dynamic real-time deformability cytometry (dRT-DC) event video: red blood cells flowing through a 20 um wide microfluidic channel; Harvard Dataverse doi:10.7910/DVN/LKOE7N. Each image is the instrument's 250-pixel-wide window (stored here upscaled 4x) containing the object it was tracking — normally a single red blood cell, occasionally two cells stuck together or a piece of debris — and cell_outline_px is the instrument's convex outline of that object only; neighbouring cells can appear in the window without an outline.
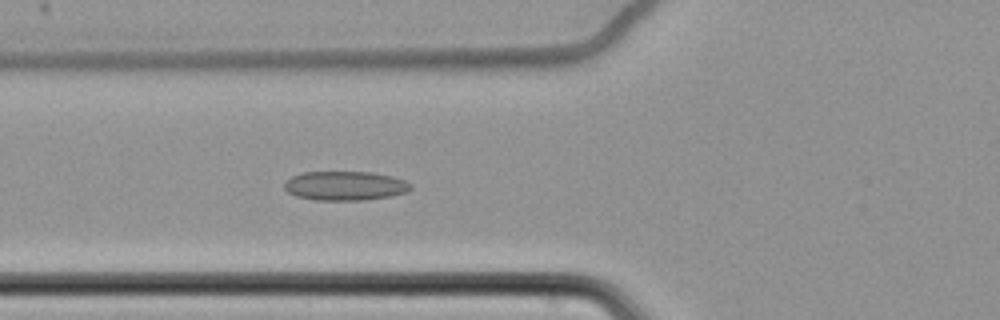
{"species": "common noctule bat (a hibernating species)", "species_latin": "Nyctalus noctula", "temperature_condition": "cold", "stored_images_in_passage": 58, "camera_frame_rate_fps": 3000, "um_per_image_px": 0.085, "animal": {"sex": "female", "body_mass_g": 22.7, "forearm_length_mm": 54.2}, "frame": {"image": 1, "passage_image": 21, "time_ms": 6.667, "image_size_px": [1000, 320], "cell_outline_px": [[412, 188], [408, 192], [392, 196], [364, 200], [316, 200], [296, 196], [288, 192], [284, 188], [284, 184], [292, 176], [304, 172], [372, 172], [392, 176], [404, 180], [412, 184]], "centroid_in_image_um": [29.37, 15.79], "position_along_channel_um": 96.4, "area_um2": 21.56}}
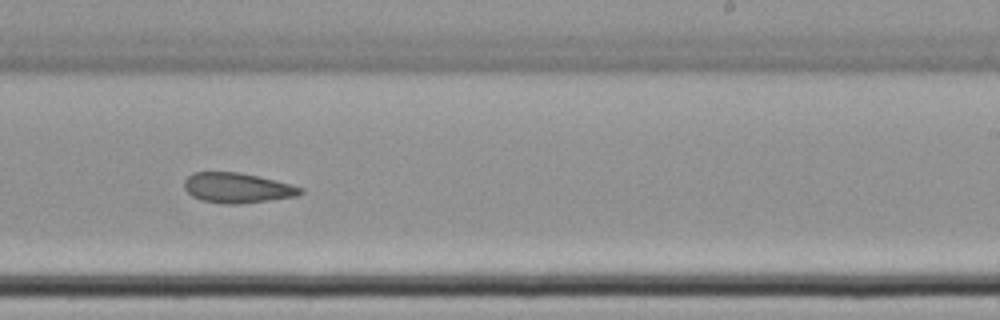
{"frame": {"image": 2, "passage_image": 36, "time_ms": 11.667, "image_size_px": [1000, 320], "cell_outline_px": [[304, 192], [296, 196], [240, 204], [224, 204], [200, 200], [192, 196], [184, 188], [184, 180], [192, 172], [240, 172], [260, 176], [292, 184], [304, 188]], "centroid_in_image_um": [20.17, 15.96], "position_along_channel_um": 268.8, "area_um2": 20.58}}
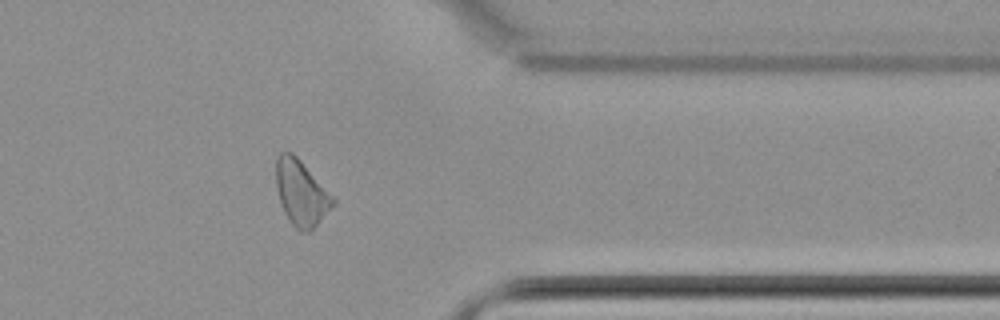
{"frame": {"image": 3, "passage_image": 47, "time_ms": 15.333, "image_size_px": [1000, 320], "cell_outline_px": [[336, 204], [308, 232], [300, 232], [288, 220], [280, 204], [276, 184], [276, 156], [280, 152], [292, 152], [300, 160], [336, 200]], "centroid_in_image_um": [25.58, 16.4], "position_along_channel_um": 385.8, "area_um2": 21.5}, "authors_computed_cell_mechanics": {"area_um2": 21.5305, "velocity_mm_per_s": 3.4525, "shape_relaxation_time_tau1_ms": null, "shape_relaxation_time_tau2_ms": 7.0162, "deformation_change_tau1": null, "deformation_change_tau2": 0.1399}}